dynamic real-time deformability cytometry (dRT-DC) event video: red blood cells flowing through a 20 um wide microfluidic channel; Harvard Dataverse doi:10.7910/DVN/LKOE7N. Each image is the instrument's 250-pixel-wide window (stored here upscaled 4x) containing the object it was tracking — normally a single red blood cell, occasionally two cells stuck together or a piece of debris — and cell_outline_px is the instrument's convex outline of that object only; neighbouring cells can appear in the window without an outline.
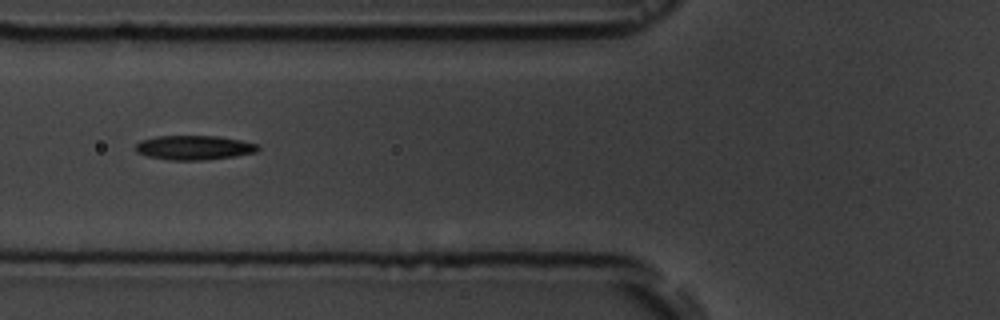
{"species": "common noctule bat (a hibernating species)", "species_latin": "Nyctalus noctula", "temperature_condition": "room temperature", "stored_images_in_passage": 10, "camera_frame_rate_fps": 3000, "um_per_image_px": 0.085, "animal": {"sex": "male", "body_mass_g": 19.5, "forearm_length_mm": 54.6}, "frame": {"image": 1, "passage_image": 6, "time_ms": 6.333, "image_size_px": [1000, 320], "cell_outline_px": [[260, 148], [256, 152], [236, 156], [200, 160], [172, 160], [148, 156], [136, 152], [136, 144], [140, 140], [156, 136], [220, 136], [260, 144]], "centroid_in_image_um": [16.52, 12.54], "position_along_channel_um": 109.3, "area_um2": 17.4}}
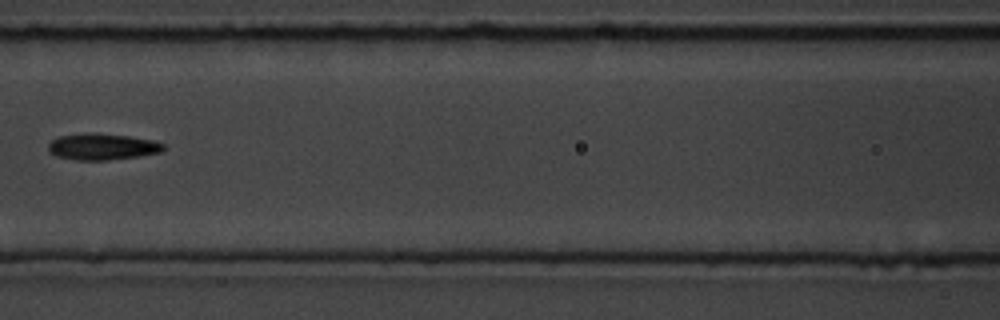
{"frame": {"image": 2, "passage_image": 7, "time_ms": 7.667, "image_size_px": [1000, 320], "cell_outline_px": [[164, 148], [160, 152], [140, 156], [108, 160], [76, 160], [56, 156], [48, 152], [48, 144], [52, 140], [60, 136], [88, 132], [128, 136], [152, 140], [164, 144]], "centroid_in_image_um": [8.66, 12.47], "position_along_channel_um": 157.9, "area_um2": 17.69}}